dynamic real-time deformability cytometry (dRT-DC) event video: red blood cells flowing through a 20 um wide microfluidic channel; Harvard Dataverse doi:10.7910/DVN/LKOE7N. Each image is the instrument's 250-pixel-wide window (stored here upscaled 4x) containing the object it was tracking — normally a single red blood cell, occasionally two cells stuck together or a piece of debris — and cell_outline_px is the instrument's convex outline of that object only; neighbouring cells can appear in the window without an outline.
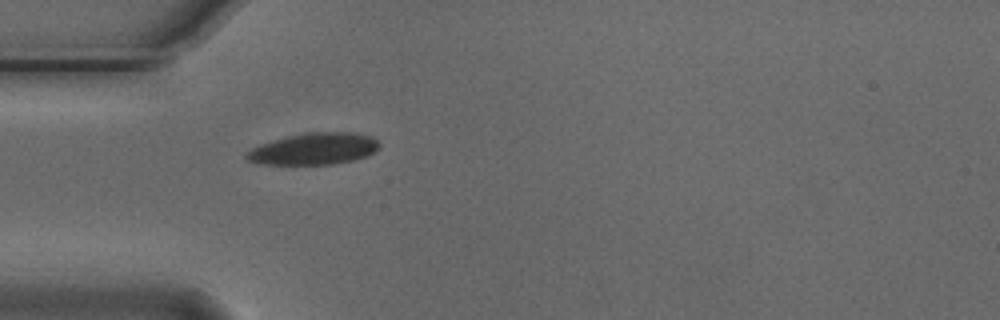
{"species": "Egyptian fruit bat (a non-hibernating species)", "species_latin": "Rousettus aegyptiacus", "temperature_condition": "cold", "stored_images_in_passage": 1, "camera_frame_rate_fps": 3000, "um_per_image_px": 0.085, "animal": {"sex": "male"}, "frame": {"image": 1, "passage_image": 1, "time_ms": 0.0, "image_size_px": [1000, 320], "cell_outline_px": [[380, 144], [372, 152], [364, 156], [352, 160], [332, 164], [264, 164], [248, 160], [244, 156], [252, 148], [260, 144], [272, 140], [288, 136], [308, 132], [356, 132], [372, 136]], "centroid_in_image_um": [26.68, 12.63], "position_along_channel_um": 58.3, "area_um2": 24.22}}